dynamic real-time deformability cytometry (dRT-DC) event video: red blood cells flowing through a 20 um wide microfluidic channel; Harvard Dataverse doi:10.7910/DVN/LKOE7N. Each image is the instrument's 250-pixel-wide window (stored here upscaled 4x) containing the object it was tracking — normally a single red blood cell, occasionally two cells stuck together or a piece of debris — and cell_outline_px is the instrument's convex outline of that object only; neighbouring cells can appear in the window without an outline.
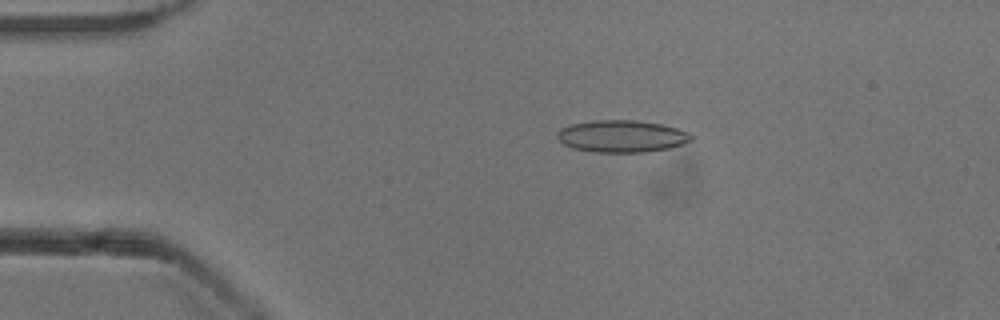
{"species": "common noctule bat (a hibernating species)", "species_latin": "Nyctalus noctula", "temperature_condition": "cold", "stored_images_in_passage": 51, "camera_frame_rate_fps": 3000, "um_per_image_px": 0.085, "animal": {"sex": "male", "body_mass_g": 13.3}, "frame": {"image": 1, "passage_image": 9, "time_ms": 2.667, "image_size_px": [1000, 320], "cell_outline_px": [[692, 140], [684, 144], [668, 148], [644, 152], [592, 152], [572, 148], [564, 144], [556, 136], [556, 132], [560, 128], [572, 124], [592, 120], [636, 120], [660, 124], [676, 128], [688, 132], [692, 136]], "centroid_in_image_um": [52.82, 11.58], "position_along_channel_um": 32.2, "area_um2": 25.09}}
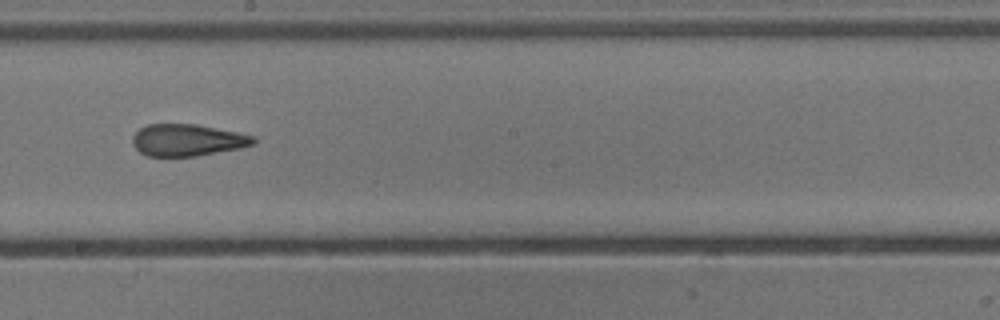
{"frame": {"image": 2, "passage_image": 28, "time_ms": 9.0, "image_size_px": [1000, 320], "cell_outline_px": [[256, 140], [252, 144], [240, 148], [196, 156], [148, 156], [140, 152], [132, 144], [132, 136], [140, 128], [148, 124], [196, 124], [256, 136]], "centroid_in_image_um": [15.91, 11.9], "position_along_channel_um": 232.3, "area_um2": 22.37}}
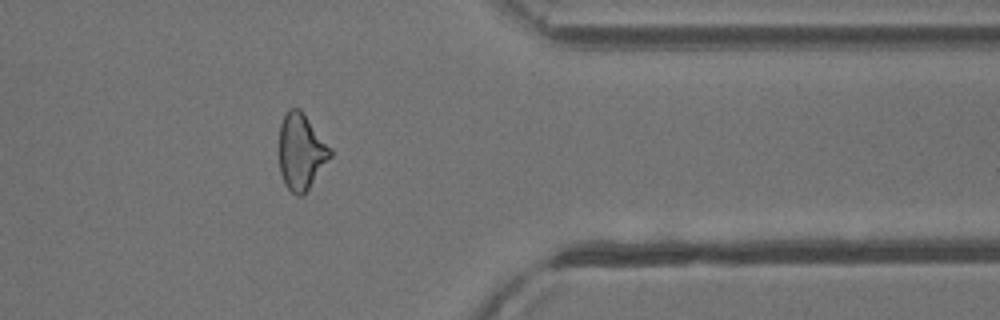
{"frame": {"image": 3, "passage_image": 41, "time_ms": 13.333, "image_size_px": [1000, 320], "cell_outline_px": [[332, 156], [304, 196], [296, 196], [284, 184], [280, 172], [280, 124], [288, 108], [300, 108], [304, 112], [332, 148]], "centroid_in_image_um": [25.62, 12.9], "position_along_channel_um": 385.8, "area_um2": 23.0}, "authors_computed_cell_mechanics": {"area_um2": 23.9292, "velocity_mm_per_s": 3.9027, "shape_relaxation_time_tau1_ms": null, "shape_relaxation_time_tau2_ms": 2.0418, "deformation_change_tau1": null, "deformation_change_tau2": 0.1099}}